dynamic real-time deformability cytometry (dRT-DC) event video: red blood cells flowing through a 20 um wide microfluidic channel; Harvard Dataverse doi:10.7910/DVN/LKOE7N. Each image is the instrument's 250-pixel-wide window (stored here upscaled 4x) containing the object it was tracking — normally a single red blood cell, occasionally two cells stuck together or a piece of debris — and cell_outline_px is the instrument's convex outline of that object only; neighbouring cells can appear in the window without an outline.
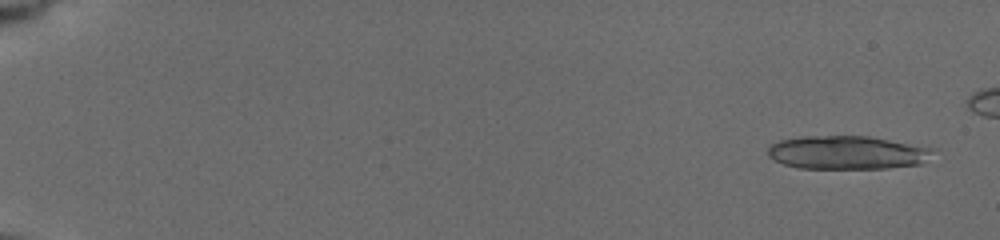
{"species": "common noctule bat (a hibernating species)", "species_latin": "Nyctalus noctula", "temperature_condition": "cold", "stored_images_in_passage": 8, "camera_frame_rate_fps": 3000, "um_per_image_px": 0.085, "animal": {"sex": "female", "body_mass_g": 19.5, "forearm_length_mm": 54.1}, "frame": {"image": 1, "passage_image": 1, "time_ms": 0.0, "image_size_px": [1000, 240], "cell_outline_px": [[936, 148], [920, 164], [888, 168], [800, 168], [784, 164], [768, 156], [768, 148], [772, 144], [780, 140], [804, 136], [868, 136]], "centroid_in_image_um": [72.0, 12.96], "position_along_channel_um": 13.0, "area_um2": 31.91}}